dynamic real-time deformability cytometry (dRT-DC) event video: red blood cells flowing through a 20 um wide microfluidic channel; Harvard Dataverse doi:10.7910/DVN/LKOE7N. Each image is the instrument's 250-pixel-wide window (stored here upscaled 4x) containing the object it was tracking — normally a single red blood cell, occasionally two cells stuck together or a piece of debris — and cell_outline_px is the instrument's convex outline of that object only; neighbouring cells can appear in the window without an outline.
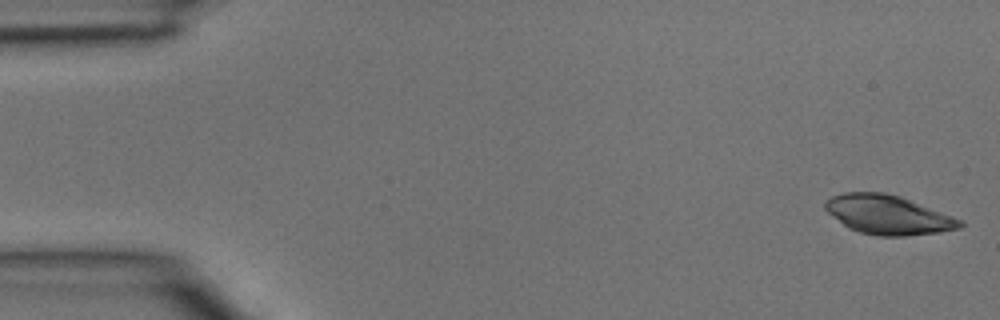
{"species": "common noctule bat (a hibernating species)", "species_latin": "Nyctalus noctula", "temperature_condition": "room temperature", "stored_images_in_passage": 4, "segment_of_instrument_passage": [1, 2], "camera_frame_rate_fps": 3000, "um_per_image_px": 0.085, "animal": {"sex": "male", "body_mass_g": 15.6}, "frame": {"image": 1, "passage_image": 1, "time_ms": 0.0, "image_size_px": [1000, 320], "cell_outline_px": [[964, 224], [960, 228], [940, 232], [904, 236], [876, 236], [860, 232], [848, 228], [828, 212], [824, 208], [824, 200], [832, 196], [844, 192], [884, 192], [900, 196], [964, 220]], "centroid_in_image_um": [75.49, 18.25], "position_along_channel_um": 9.5, "area_um2": 30.87}}
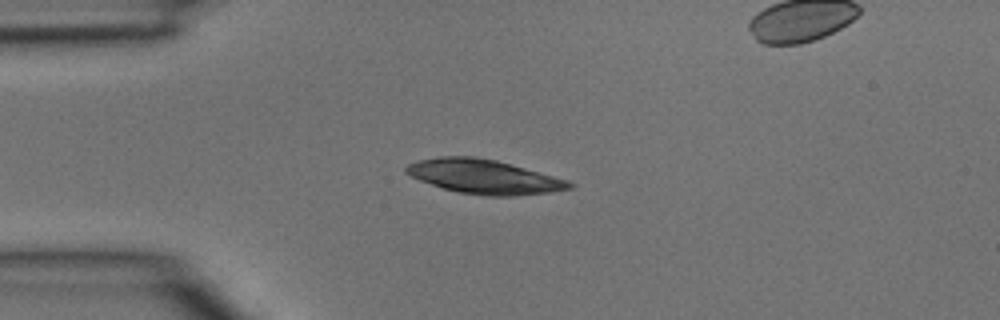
{"frame": {"image": 2, "passage_image": 3, "time_ms": 0.667, "image_size_px": [1000, 320], "cell_outline_px": [[576, 184], [572, 188], [548, 192], [512, 196], [488, 196], [460, 192], [444, 188], [420, 180], [404, 172], [404, 168], [408, 164], [420, 160], [440, 156], [472, 156], [496, 160], [568, 180]], "centroid_in_image_um": [41.15, 15.01], "position_along_channel_um": 43.9, "area_um2": 32.14}}